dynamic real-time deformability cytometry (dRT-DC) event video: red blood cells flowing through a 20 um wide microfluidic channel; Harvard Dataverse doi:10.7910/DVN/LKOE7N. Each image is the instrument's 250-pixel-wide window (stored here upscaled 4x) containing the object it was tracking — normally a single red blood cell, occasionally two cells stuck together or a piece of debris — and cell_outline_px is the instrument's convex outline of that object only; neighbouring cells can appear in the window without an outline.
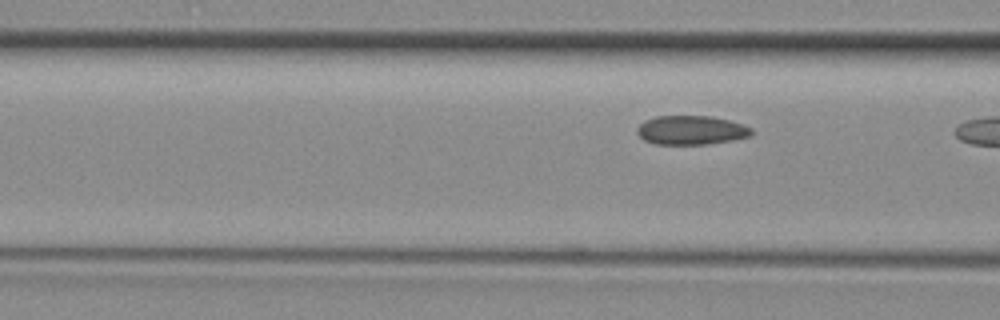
{"species": "common noctule bat (a hibernating species)", "species_latin": "Nyctalus noctula", "temperature_condition": "room temperature", "stored_images_in_passage": 15, "segment_of_instrument_passage": [2, 2], "camera_frame_rate_fps": 3000, "um_per_image_px": 0.085, "animal": {"sex": "female", "body_mass_g": 29.2, "forearm_length_mm": 56.3}, "frame": {"image": 1, "passage_image": 15, "time_ms": 4.667, "image_size_px": [1000, 320], "cell_outline_px": [[752, 136], [732, 140], [708, 144], [656, 144], [644, 140], [636, 132], [636, 128], [644, 120], [656, 116], [708, 116], [728, 120], [752, 128]], "centroid_in_image_um": [58.72, 11.06], "position_along_channel_um": 107.9, "area_um2": 19.31}}